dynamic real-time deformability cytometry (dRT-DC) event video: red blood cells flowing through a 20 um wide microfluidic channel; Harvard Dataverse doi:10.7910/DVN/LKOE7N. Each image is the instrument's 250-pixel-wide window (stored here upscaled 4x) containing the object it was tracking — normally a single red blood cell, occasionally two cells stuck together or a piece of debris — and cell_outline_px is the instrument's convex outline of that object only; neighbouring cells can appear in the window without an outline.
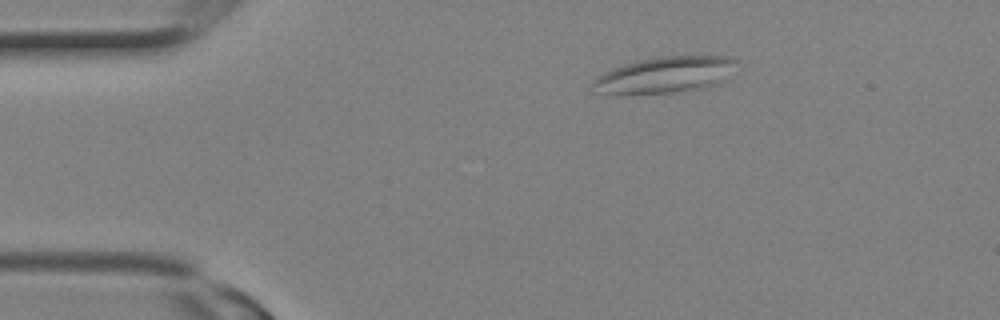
{"species": "Egyptian fruit bat (a non-hibernating species)", "species_latin": "Rousettus aegyptiacus", "temperature_condition": "room temperature", "stored_images_in_passage": 2, "camera_frame_rate_fps": 3000, "um_per_image_px": 0.085, "animal": {"sex": "female"}, "frame": {"image": 1, "passage_image": 1, "time_ms": 0.0, "image_size_px": [1000, 320], "cell_outline_px": [[740, 60], [728, 80], [720, 84], [704, 88], [672, 92], [604, 92], [592, 84], [592, 80], [596, 76], [604, 72], [624, 64], [636, 60], [660, 56], [728, 56]], "centroid_in_image_um": [56.71, 6.31], "position_along_channel_um": 28.3, "area_um2": 30.06}}